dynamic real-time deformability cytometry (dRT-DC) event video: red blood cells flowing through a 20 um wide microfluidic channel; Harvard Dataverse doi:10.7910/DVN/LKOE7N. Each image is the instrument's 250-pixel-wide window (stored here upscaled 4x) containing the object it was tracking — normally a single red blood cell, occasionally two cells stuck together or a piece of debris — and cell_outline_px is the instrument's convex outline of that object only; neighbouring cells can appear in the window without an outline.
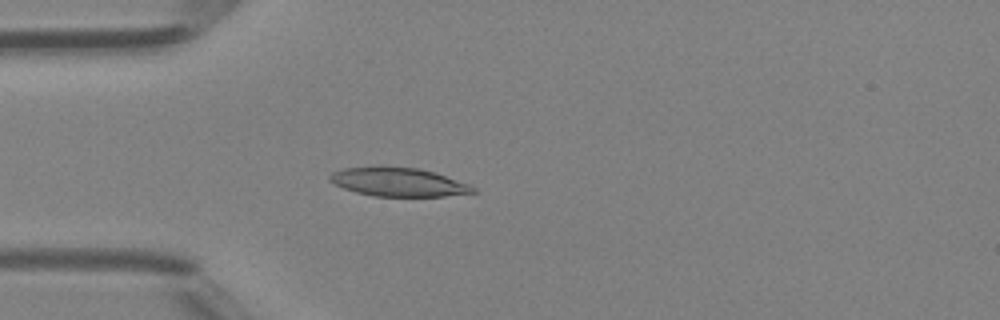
{"species": "Egyptian fruit bat (a non-hibernating species)", "species_latin": "Rousettus aegyptiacus", "temperature_condition": "room temperature", "stored_images_in_passage": 47, "camera_frame_rate_fps": 3000, "um_per_image_px": 0.085, "animal": {"sex": "female"}, "frame": {"image": 1, "passage_image": 13, "time_ms": 4.0, "image_size_px": [1000, 320], "cell_outline_px": [[476, 192], [444, 196], [372, 196], [356, 192], [344, 188], [328, 180], [328, 176], [332, 172], [344, 168], [420, 168], [436, 172], [468, 184], [476, 188]], "centroid_in_image_um": [33.89, 15.49], "position_along_channel_um": 51.1, "area_um2": 23.41}}
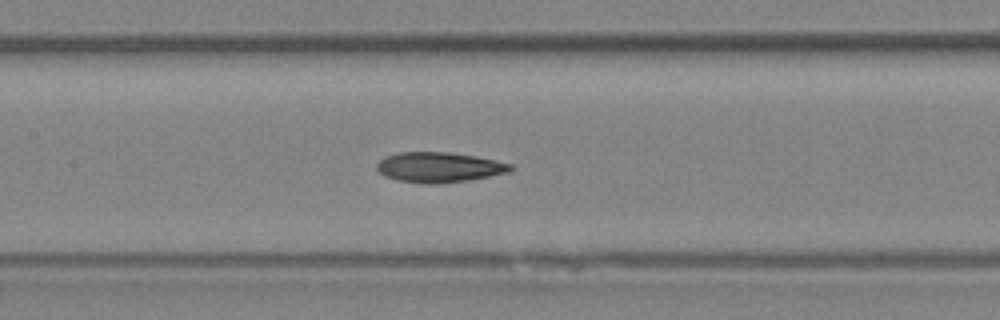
{"frame": {"image": 2, "passage_image": 22, "time_ms": 7.0, "image_size_px": [1000, 320], "cell_outline_px": [[516, 168], [508, 172], [468, 180], [440, 184], [424, 184], [396, 180], [384, 176], [376, 168], [376, 164], [384, 156], [400, 152], [448, 152], [476, 156], [496, 160], [512, 164]], "centroid_in_image_um": [37.31, 14.22], "position_along_channel_um": 170.1, "area_um2": 23.7}}
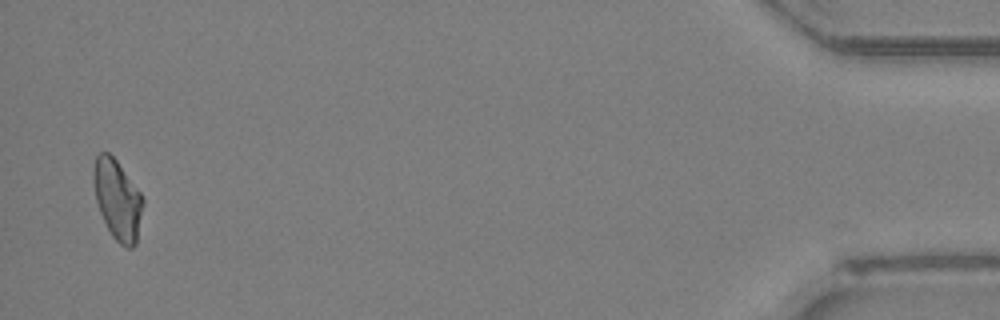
{"frame": {"image": 3, "passage_image": 46, "time_ms": 15.0, "image_size_px": [1000, 320], "cell_outline_px": [[144, 204], [136, 244], [132, 248], [128, 248], [120, 244], [112, 236], [100, 212], [96, 200], [92, 176], [92, 168], [96, 156], [100, 152], [108, 152], [116, 160], [140, 192], [144, 200]], "centroid_in_image_um": [9.98, 16.96], "position_along_channel_um": 425.2, "area_um2": 23.0}, "authors_computed_cell_mechanics": {"area_um2": 23.1778, "velocity_mm_per_s": 4.3219, "shape_relaxation_time_tau1_ms": 8.828, "shape_relaxation_time_tau2_ms": 3.587, "deformation_change_tau1": 0.1973, "deformation_change_tau2": 0.1076}}